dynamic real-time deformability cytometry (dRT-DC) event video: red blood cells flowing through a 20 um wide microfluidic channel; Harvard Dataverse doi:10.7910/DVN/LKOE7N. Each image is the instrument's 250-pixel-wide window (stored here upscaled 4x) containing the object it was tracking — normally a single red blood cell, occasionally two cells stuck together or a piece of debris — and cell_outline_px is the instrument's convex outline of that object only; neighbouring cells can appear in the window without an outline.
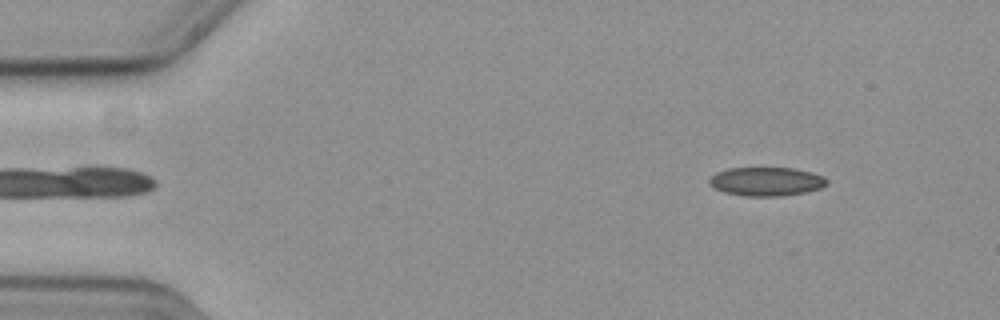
{"species": "common noctule bat (a hibernating species)", "species_latin": "Nyctalus noctula", "temperature_condition": "cold", "stored_images_in_passage": 47, "camera_frame_rate_fps": 3000, "um_per_image_px": 0.085, "animal": {"sex": "female", "body_mass_g": 19.3, "forearm_length_mm": 54.1}, "frame": {"image": 1, "passage_image": 3, "time_ms": 0.667, "image_size_px": [1000, 320], "cell_outline_px": [[828, 184], [820, 188], [804, 192], [780, 196], [744, 196], [724, 192], [716, 188], [708, 180], [716, 172], [728, 168], [792, 168], [812, 172], [824, 176], [828, 180]], "centroid_in_image_um": [65.17, 15.42], "position_along_channel_um": 19.8, "area_um2": 19.59}}
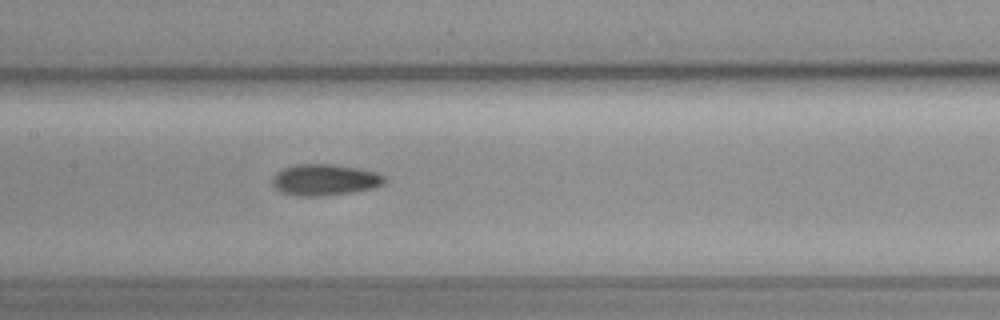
{"frame": {"image": 2, "passage_image": 24, "time_ms": 7.667, "image_size_px": [1000, 320], "cell_outline_px": [[384, 184], [372, 188], [352, 192], [328, 196], [296, 196], [280, 192], [272, 184], [272, 180], [276, 172], [292, 164], [332, 164], [356, 168], [376, 172], [384, 176]], "centroid_in_image_um": [27.56, 15.29], "position_along_channel_um": 179.8, "area_um2": 20.52}}
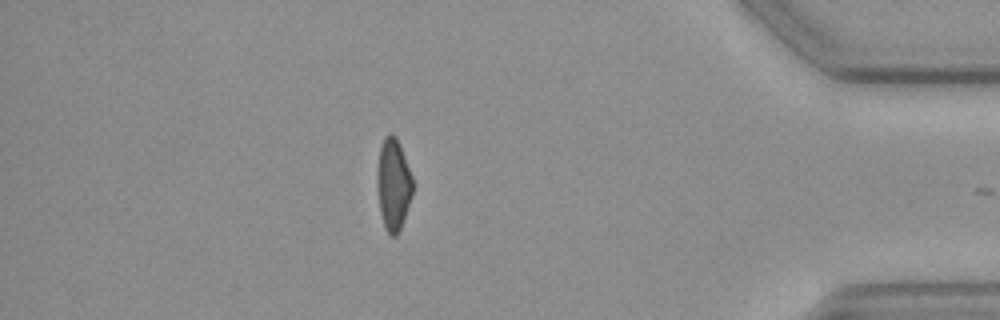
{"frame": {"image": 3, "passage_image": 46, "time_ms": 15.0, "image_size_px": [1000, 320], "cell_outline_px": [[412, 196], [400, 228], [396, 236], [388, 236], [384, 228], [380, 212], [376, 184], [376, 168], [380, 144], [384, 136], [388, 132], [396, 136], [400, 144], [412, 176]], "centroid_in_image_um": [33.39, 15.64], "position_along_channel_um": 401.8, "area_um2": 19.42}, "authors_computed_cell_mechanics": {"area_um2": 19.9988, "velocity_mm_per_s": 3.6307, "shape_relaxation_time_tau1_ms": 9.9607, "shape_relaxation_time_tau2_ms": 6.398, "deformation_change_tau1": 0.1771, "deformation_change_tau2": 0.1066}}